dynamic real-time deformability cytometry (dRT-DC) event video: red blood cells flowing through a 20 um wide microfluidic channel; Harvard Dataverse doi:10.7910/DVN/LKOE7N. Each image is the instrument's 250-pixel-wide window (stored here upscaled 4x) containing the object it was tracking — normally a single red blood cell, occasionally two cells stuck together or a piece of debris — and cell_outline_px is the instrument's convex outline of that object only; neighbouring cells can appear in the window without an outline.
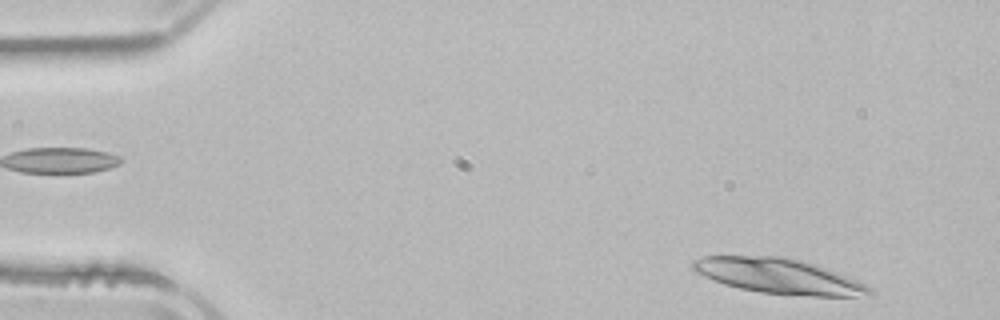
{"species": "common noctule bat (a hibernating species)", "species_latin": "Nyctalus noctula", "temperature_condition": "room temperature", "stored_images_in_passage": 16, "camera_frame_rate_fps": 3000, "um_per_image_px": 0.085, "animal": {"sex": "male", "body_mass_g": 21.5, "forearm_length_mm": 52.0}, "frame": {"image": 1, "passage_image": 1, "time_ms": 0.0, "image_size_px": [1000, 320], "cell_outline_px": [[872, 296], [812, 296], [760, 292], [740, 288], [724, 284], [704, 276], [696, 272], [692, 268], [692, 260], [704, 256], [780, 256], [800, 260], [836, 272], [856, 280], [864, 284], [872, 292]], "centroid_in_image_um": [66.15, 23.47], "position_along_channel_um": 18.9, "area_um2": 35.6}}